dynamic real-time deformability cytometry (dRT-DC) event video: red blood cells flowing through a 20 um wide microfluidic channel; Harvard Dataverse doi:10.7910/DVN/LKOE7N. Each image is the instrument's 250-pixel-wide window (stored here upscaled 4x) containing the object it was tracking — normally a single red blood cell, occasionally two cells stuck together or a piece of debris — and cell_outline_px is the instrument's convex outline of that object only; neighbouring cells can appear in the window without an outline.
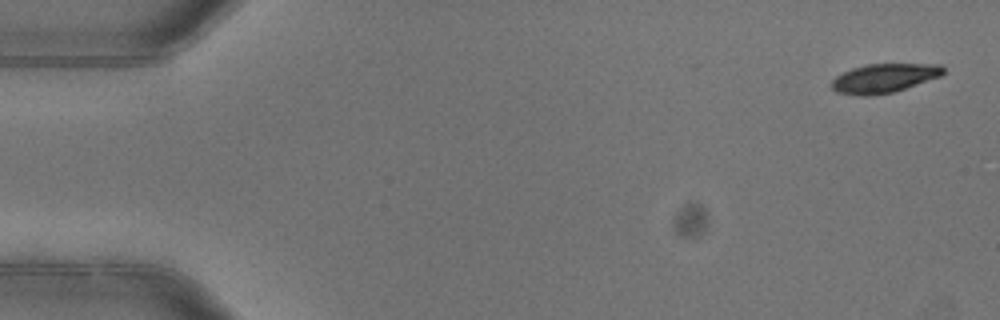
{"species": "common noctule bat (a hibernating species)", "species_latin": "Nyctalus noctula", "temperature_condition": "warm", "stored_images_in_passage": 5, "camera_frame_rate_fps": 3000, "um_per_image_px": 0.085, "animal": {"sex": "female"}, "frame": {"image": 1, "passage_image": 1, "time_ms": 0.0, "image_size_px": [1000, 320], "cell_outline_px": [[944, 72], [940, 76], [892, 92], [868, 96], [860, 96], [836, 92], [832, 88], [832, 80], [836, 76], [852, 68], [864, 64], [940, 64], [944, 68]], "centroid_in_image_um": [75.11, 6.64], "position_along_channel_um": 9.9, "area_um2": 18.67}}
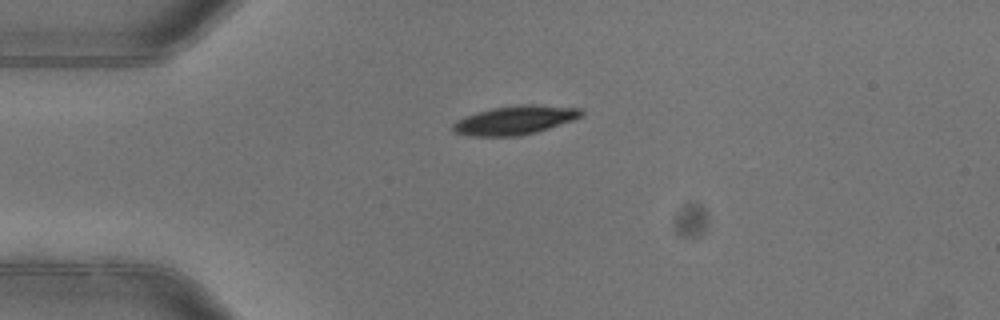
{"frame": {"image": 2, "passage_image": 4, "time_ms": 1.0, "image_size_px": [1000, 320], "cell_outline_px": [[584, 116], [536, 132], [520, 136], [472, 136], [456, 132], [452, 128], [452, 124], [456, 120], [492, 108], [516, 104], [532, 104], [580, 108], [584, 112]], "centroid_in_image_um": [43.81, 10.2], "position_along_channel_um": 41.2, "area_um2": 21.39}}